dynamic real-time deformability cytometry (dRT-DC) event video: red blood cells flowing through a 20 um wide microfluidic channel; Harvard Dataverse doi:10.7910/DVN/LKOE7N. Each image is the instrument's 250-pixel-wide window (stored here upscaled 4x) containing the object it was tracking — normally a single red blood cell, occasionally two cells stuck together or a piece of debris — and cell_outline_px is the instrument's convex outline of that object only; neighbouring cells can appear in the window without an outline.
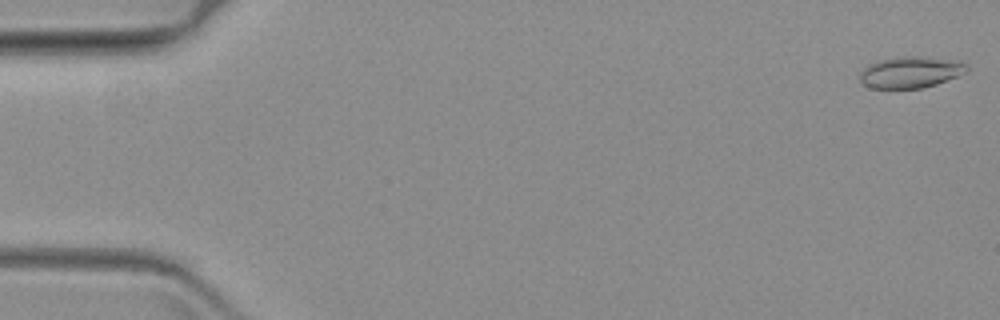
{"species": "common noctule bat (a hibernating species)", "species_latin": "Nyctalus noctula", "temperature_condition": "warm", "stored_images_in_passage": 6, "camera_frame_rate_fps": 3000, "um_per_image_px": 0.085, "animal": {"sex": "female", "body_mass_g": 19.3, "forearm_length_mm": 54.1}, "frame": {"image": 1, "passage_image": 1, "time_ms": 0.0, "image_size_px": [1000, 320], "cell_outline_px": [[968, 68], [964, 72], [948, 80], [924, 88], [872, 88], [864, 84], [860, 80], [860, 72], [868, 64], [876, 60], [900, 56], [916, 56], [956, 60], [968, 64]], "centroid_in_image_um": [77.38, 6.13], "position_along_channel_um": 7.6, "area_um2": 19.59}}